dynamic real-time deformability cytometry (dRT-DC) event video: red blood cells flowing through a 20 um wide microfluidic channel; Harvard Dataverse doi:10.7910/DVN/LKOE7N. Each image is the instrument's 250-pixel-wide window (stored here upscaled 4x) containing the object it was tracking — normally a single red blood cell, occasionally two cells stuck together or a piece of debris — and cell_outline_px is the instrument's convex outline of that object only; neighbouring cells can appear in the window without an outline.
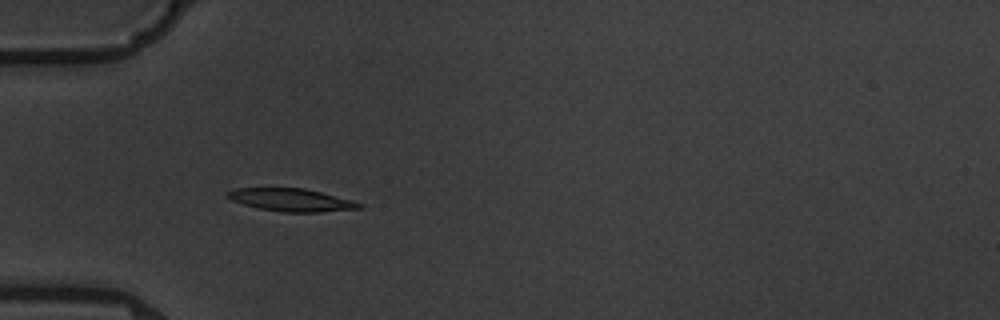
{"species": "common noctule bat (a hibernating species)", "species_latin": "Nyctalus noctula", "temperature_condition": "warm", "stored_images_in_passage": 7, "camera_frame_rate_fps": 3000, "um_per_image_px": 0.085, "animal": {"sex": "male", "body_mass_g": 19.5, "forearm_length_mm": 54.6}, "frame": {"image": 1, "passage_image": 5, "time_ms": 5.333, "image_size_px": [1000, 320], "cell_outline_px": [[364, 208], [320, 212], [284, 212], [260, 208], [244, 204], [232, 200], [224, 196], [224, 192], [236, 188], [304, 188], [352, 200], [364, 204]], "centroid_in_image_um": [24.76, 16.99], "position_along_channel_um": 60.2, "area_um2": 17.46}}
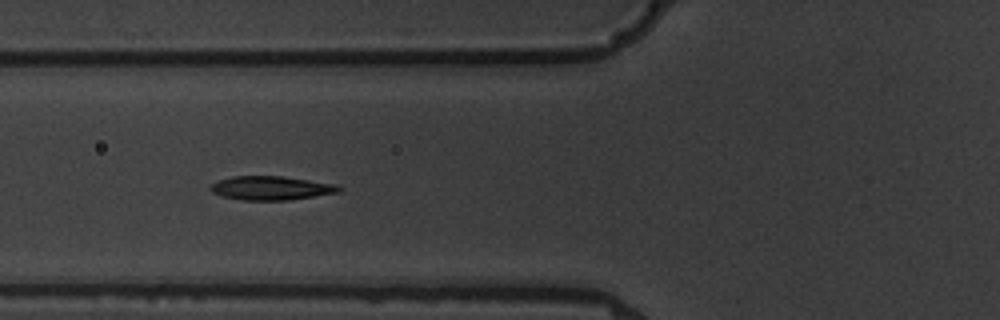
{"frame": {"image": 2, "passage_image": 6, "time_ms": 6.667, "image_size_px": [1000, 320], "cell_outline_px": [[344, 188], [340, 192], [288, 200], [240, 200], [224, 196], [212, 192], [208, 188], [212, 184], [220, 180], [232, 176], [280, 176], [340, 184]], "centroid_in_image_um": [23.1, 15.98], "position_along_channel_um": 102.7, "area_um2": 17.92}}
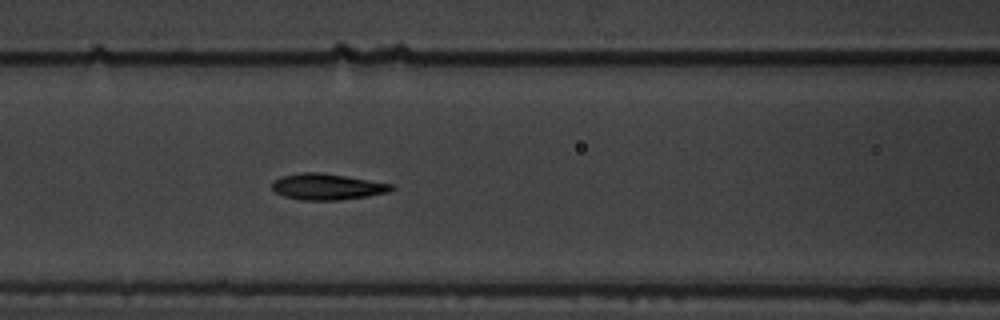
{"frame": {"image": 3, "passage_image": 7, "time_ms": 7.667, "image_size_px": [1000, 320], "cell_outline_px": [[396, 188], [388, 192], [368, 196], [340, 200], [300, 200], [284, 196], [276, 192], [272, 188], [272, 184], [280, 176], [300, 172], [320, 172], [396, 184]], "centroid_in_image_um": [27.85, 15.87], "position_along_channel_um": 138.7, "area_um2": 18.32}}